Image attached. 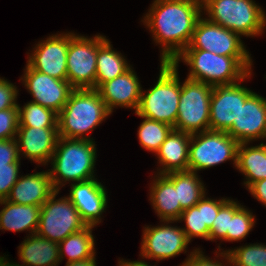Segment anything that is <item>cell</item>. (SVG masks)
<instances>
[{
	"instance_id": "cell-5",
	"label": "cell",
	"mask_w": 266,
	"mask_h": 266,
	"mask_svg": "<svg viewBox=\"0 0 266 266\" xmlns=\"http://www.w3.org/2000/svg\"><path fill=\"white\" fill-rule=\"evenodd\" d=\"M178 66L160 62V72L154 87L146 93L142 89L135 114L160 121L174 127L178 116L181 82Z\"/></svg>"
},
{
	"instance_id": "cell-24",
	"label": "cell",
	"mask_w": 266,
	"mask_h": 266,
	"mask_svg": "<svg viewBox=\"0 0 266 266\" xmlns=\"http://www.w3.org/2000/svg\"><path fill=\"white\" fill-rule=\"evenodd\" d=\"M0 230L13 232L30 231L35 234L39 225L41 207L34 205L15 204L6 199L0 200Z\"/></svg>"
},
{
	"instance_id": "cell-33",
	"label": "cell",
	"mask_w": 266,
	"mask_h": 266,
	"mask_svg": "<svg viewBox=\"0 0 266 266\" xmlns=\"http://www.w3.org/2000/svg\"><path fill=\"white\" fill-rule=\"evenodd\" d=\"M253 213L242 206L232 218H230L229 230H227V242L240 241L246 238L252 231L256 221Z\"/></svg>"
},
{
	"instance_id": "cell-28",
	"label": "cell",
	"mask_w": 266,
	"mask_h": 266,
	"mask_svg": "<svg viewBox=\"0 0 266 266\" xmlns=\"http://www.w3.org/2000/svg\"><path fill=\"white\" fill-rule=\"evenodd\" d=\"M94 226H87L83 230L68 235L58 243L60 261L67 255V263L92 259L96 256L95 240L92 235Z\"/></svg>"
},
{
	"instance_id": "cell-38",
	"label": "cell",
	"mask_w": 266,
	"mask_h": 266,
	"mask_svg": "<svg viewBox=\"0 0 266 266\" xmlns=\"http://www.w3.org/2000/svg\"><path fill=\"white\" fill-rule=\"evenodd\" d=\"M19 89L7 79L0 77V111L17 107Z\"/></svg>"
},
{
	"instance_id": "cell-14",
	"label": "cell",
	"mask_w": 266,
	"mask_h": 266,
	"mask_svg": "<svg viewBox=\"0 0 266 266\" xmlns=\"http://www.w3.org/2000/svg\"><path fill=\"white\" fill-rule=\"evenodd\" d=\"M70 43V32L52 34L40 40L31 53L27 63L41 73L58 80H67V52Z\"/></svg>"
},
{
	"instance_id": "cell-40",
	"label": "cell",
	"mask_w": 266,
	"mask_h": 266,
	"mask_svg": "<svg viewBox=\"0 0 266 266\" xmlns=\"http://www.w3.org/2000/svg\"><path fill=\"white\" fill-rule=\"evenodd\" d=\"M20 160L16 139L0 140V166L20 162Z\"/></svg>"
},
{
	"instance_id": "cell-42",
	"label": "cell",
	"mask_w": 266,
	"mask_h": 266,
	"mask_svg": "<svg viewBox=\"0 0 266 266\" xmlns=\"http://www.w3.org/2000/svg\"><path fill=\"white\" fill-rule=\"evenodd\" d=\"M118 263H119V265H117V266H152V265H149L147 262H145V260L144 261H142V260H135V261H126V260H124V259H120L119 261H118ZM153 266H156V265H153Z\"/></svg>"
},
{
	"instance_id": "cell-8",
	"label": "cell",
	"mask_w": 266,
	"mask_h": 266,
	"mask_svg": "<svg viewBox=\"0 0 266 266\" xmlns=\"http://www.w3.org/2000/svg\"><path fill=\"white\" fill-rule=\"evenodd\" d=\"M213 87L186 78L181 95L175 130L194 134L210 130V99Z\"/></svg>"
},
{
	"instance_id": "cell-18",
	"label": "cell",
	"mask_w": 266,
	"mask_h": 266,
	"mask_svg": "<svg viewBox=\"0 0 266 266\" xmlns=\"http://www.w3.org/2000/svg\"><path fill=\"white\" fill-rule=\"evenodd\" d=\"M58 138V128L18 127L15 139L20 159L23 155L38 166H48Z\"/></svg>"
},
{
	"instance_id": "cell-1",
	"label": "cell",
	"mask_w": 266,
	"mask_h": 266,
	"mask_svg": "<svg viewBox=\"0 0 266 266\" xmlns=\"http://www.w3.org/2000/svg\"><path fill=\"white\" fill-rule=\"evenodd\" d=\"M202 13V0L153 1L141 21L161 46L160 62L172 63L189 45Z\"/></svg>"
},
{
	"instance_id": "cell-32",
	"label": "cell",
	"mask_w": 266,
	"mask_h": 266,
	"mask_svg": "<svg viewBox=\"0 0 266 266\" xmlns=\"http://www.w3.org/2000/svg\"><path fill=\"white\" fill-rule=\"evenodd\" d=\"M177 221L186 223L182 230L185 232L189 242L195 237L209 241L210 229L207 226H203L202 199L195 206L183 210Z\"/></svg>"
},
{
	"instance_id": "cell-11",
	"label": "cell",
	"mask_w": 266,
	"mask_h": 266,
	"mask_svg": "<svg viewBox=\"0 0 266 266\" xmlns=\"http://www.w3.org/2000/svg\"><path fill=\"white\" fill-rule=\"evenodd\" d=\"M185 49H199L230 57H251L241 36L201 16Z\"/></svg>"
},
{
	"instance_id": "cell-7",
	"label": "cell",
	"mask_w": 266,
	"mask_h": 266,
	"mask_svg": "<svg viewBox=\"0 0 266 266\" xmlns=\"http://www.w3.org/2000/svg\"><path fill=\"white\" fill-rule=\"evenodd\" d=\"M239 143L224 131L207 130L191 134L188 170L198 172L232 160L236 168Z\"/></svg>"
},
{
	"instance_id": "cell-43",
	"label": "cell",
	"mask_w": 266,
	"mask_h": 266,
	"mask_svg": "<svg viewBox=\"0 0 266 266\" xmlns=\"http://www.w3.org/2000/svg\"><path fill=\"white\" fill-rule=\"evenodd\" d=\"M66 266H97L96 258L66 263Z\"/></svg>"
},
{
	"instance_id": "cell-23",
	"label": "cell",
	"mask_w": 266,
	"mask_h": 266,
	"mask_svg": "<svg viewBox=\"0 0 266 266\" xmlns=\"http://www.w3.org/2000/svg\"><path fill=\"white\" fill-rule=\"evenodd\" d=\"M153 179L149 190L153 209L160 221H177L183 211L178 201L177 188L164 174H156Z\"/></svg>"
},
{
	"instance_id": "cell-3",
	"label": "cell",
	"mask_w": 266,
	"mask_h": 266,
	"mask_svg": "<svg viewBox=\"0 0 266 266\" xmlns=\"http://www.w3.org/2000/svg\"><path fill=\"white\" fill-rule=\"evenodd\" d=\"M97 151L95 141L59 137L51 158L50 178L55 190L68 182H84L95 178Z\"/></svg>"
},
{
	"instance_id": "cell-31",
	"label": "cell",
	"mask_w": 266,
	"mask_h": 266,
	"mask_svg": "<svg viewBox=\"0 0 266 266\" xmlns=\"http://www.w3.org/2000/svg\"><path fill=\"white\" fill-rule=\"evenodd\" d=\"M227 251L230 266H266V245L248 244Z\"/></svg>"
},
{
	"instance_id": "cell-22",
	"label": "cell",
	"mask_w": 266,
	"mask_h": 266,
	"mask_svg": "<svg viewBox=\"0 0 266 266\" xmlns=\"http://www.w3.org/2000/svg\"><path fill=\"white\" fill-rule=\"evenodd\" d=\"M191 134L173 129L155 153L162 168L157 174L188 170Z\"/></svg>"
},
{
	"instance_id": "cell-39",
	"label": "cell",
	"mask_w": 266,
	"mask_h": 266,
	"mask_svg": "<svg viewBox=\"0 0 266 266\" xmlns=\"http://www.w3.org/2000/svg\"><path fill=\"white\" fill-rule=\"evenodd\" d=\"M205 194L202 198V217L203 226H207L209 229L212 227L219 209L229 200V198L211 199Z\"/></svg>"
},
{
	"instance_id": "cell-16",
	"label": "cell",
	"mask_w": 266,
	"mask_h": 266,
	"mask_svg": "<svg viewBox=\"0 0 266 266\" xmlns=\"http://www.w3.org/2000/svg\"><path fill=\"white\" fill-rule=\"evenodd\" d=\"M227 133L238 143L266 140V98L253 92L241 105L237 121Z\"/></svg>"
},
{
	"instance_id": "cell-2",
	"label": "cell",
	"mask_w": 266,
	"mask_h": 266,
	"mask_svg": "<svg viewBox=\"0 0 266 266\" xmlns=\"http://www.w3.org/2000/svg\"><path fill=\"white\" fill-rule=\"evenodd\" d=\"M190 67L187 78L212 87L242 81L252 70V57H230L199 49H184L174 60Z\"/></svg>"
},
{
	"instance_id": "cell-12",
	"label": "cell",
	"mask_w": 266,
	"mask_h": 266,
	"mask_svg": "<svg viewBox=\"0 0 266 266\" xmlns=\"http://www.w3.org/2000/svg\"><path fill=\"white\" fill-rule=\"evenodd\" d=\"M158 226H144L140 257L143 259H157L161 261L187 252L189 241L185 232L179 226H171L170 223L178 221L164 220Z\"/></svg>"
},
{
	"instance_id": "cell-25",
	"label": "cell",
	"mask_w": 266,
	"mask_h": 266,
	"mask_svg": "<svg viewBox=\"0 0 266 266\" xmlns=\"http://www.w3.org/2000/svg\"><path fill=\"white\" fill-rule=\"evenodd\" d=\"M130 67L125 56L113 49L109 39L98 34L95 89L125 73Z\"/></svg>"
},
{
	"instance_id": "cell-29",
	"label": "cell",
	"mask_w": 266,
	"mask_h": 266,
	"mask_svg": "<svg viewBox=\"0 0 266 266\" xmlns=\"http://www.w3.org/2000/svg\"><path fill=\"white\" fill-rule=\"evenodd\" d=\"M19 127L58 128V113L35 102L17 104Z\"/></svg>"
},
{
	"instance_id": "cell-17",
	"label": "cell",
	"mask_w": 266,
	"mask_h": 266,
	"mask_svg": "<svg viewBox=\"0 0 266 266\" xmlns=\"http://www.w3.org/2000/svg\"><path fill=\"white\" fill-rule=\"evenodd\" d=\"M67 196L78 210L87 226L99 225L107 207V189L97 178L72 183Z\"/></svg>"
},
{
	"instance_id": "cell-20",
	"label": "cell",
	"mask_w": 266,
	"mask_h": 266,
	"mask_svg": "<svg viewBox=\"0 0 266 266\" xmlns=\"http://www.w3.org/2000/svg\"><path fill=\"white\" fill-rule=\"evenodd\" d=\"M26 237L18 246L19 260L22 264L7 261L4 255L0 256V266H58L60 264L57 242L48 240L37 233Z\"/></svg>"
},
{
	"instance_id": "cell-36",
	"label": "cell",
	"mask_w": 266,
	"mask_h": 266,
	"mask_svg": "<svg viewBox=\"0 0 266 266\" xmlns=\"http://www.w3.org/2000/svg\"><path fill=\"white\" fill-rule=\"evenodd\" d=\"M18 127V108H8L0 111V140L16 138Z\"/></svg>"
},
{
	"instance_id": "cell-37",
	"label": "cell",
	"mask_w": 266,
	"mask_h": 266,
	"mask_svg": "<svg viewBox=\"0 0 266 266\" xmlns=\"http://www.w3.org/2000/svg\"><path fill=\"white\" fill-rule=\"evenodd\" d=\"M21 162L0 166V200H4L10 194L11 188L19 179Z\"/></svg>"
},
{
	"instance_id": "cell-34",
	"label": "cell",
	"mask_w": 266,
	"mask_h": 266,
	"mask_svg": "<svg viewBox=\"0 0 266 266\" xmlns=\"http://www.w3.org/2000/svg\"><path fill=\"white\" fill-rule=\"evenodd\" d=\"M240 203L233 199H229L218 211V214L213 221L212 227L210 228V241H221L227 242V230H229L230 218L242 207Z\"/></svg>"
},
{
	"instance_id": "cell-26",
	"label": "cell",
	"mask_w": 266,
	"mask_h": 266,
	"mask_svg": "<svg viewBox=\"0 0 266 266\" xmlns=\"http://www.w3.org/2000/svg\"><path fill=\"white\" fill-rule=\"evenodd\" d=\"M239 143L236 169L244 174L246 189L254 182L266 178V144L257 146Z\"/></svg>"
},
{
	"instance_id": "cell-4",
	"label": "cell",
	"mask_w": 266,
	"mask_h": 266,
	"mask_svg": "<svg viewBox=\"0 0 266 266\" xmlns=\"http://www.w3.org/2000/svg\"><path fill=\"white\" fill-rule=\"evenodd\" d=\"M111 115L96 89H74L58 113L59 137L91 139L93 131Z\"/></svg>"
},
{
	"instance_id": "cell-9",
	"label": "cell",
	"mask_w": 266,
	"mask_h": 266,
	"mask_svg": "<svg viewBox=\"0 0 266 266\" xmlns=\"http://www.w3.org/2000/svg\"><path fill=\"white\" fill-rule=\"evenodd\" d=\"M55 191L41 206L37 234L48 240L60 243L68 235L77 233L87 227L78 210L66 197L56 199Z\"/></svg>"
},
{
	"instance_id": "cell-27",
	"label": "cell",
	"mask_w": 266,
	"mask_h": 266,
	"mask_svg": "<svg viewBox=\"0 0 266 266\" xmlns=\"http://www.w3.org/2000/svg\"><path fill=\"white\" fill-rule=\"evenodd\" d=\"M177 188L178 201L183 210L195 206L207 193L198 174L193 171H174L164 174Z\"/></svg>"
},
{
	"instance_id": "cell-6",
	"label": "cell",
	"mask_w": 266,
	"mask_h": 266,
	"mask_svg": "<svg viewBox=\"0 0 266 266\" xmlns=\"http://www.w3.org/2000/svg\"><path fill=\"white\" fill-rule=\"evenodd\" d=\"M207 19L240 36L255 37L266 29V13L254 0H202Z\"/></svg>"
},
{
	"instance_id": "cell-21",
	"label": "cell",
	"mask_w": 266,
	"mask_h": 266,
	"mask_svg": "<svg viewBox=\"0 0 266 266\" xmlns=\"http://www.w3.org/2000/svg\"><path fill=\"white\" fill-rule=\"evenodd\" d=\"M20 176L6 198L9 202L41 207L56 191L49 170Z\"/></svg>"
},
{
	"instance_id": "cell-13",
	"label": "cell",
	"mask_w": 266,
	"mask_h": 266,
	"mask_svg": "<svg viewBox=\"0 0 266 266\" xmlns=\"http://www.w3.org/2000/svg\"><path fill=\"white\" fill-rule=\"evenodd\" d=\"M251 72L240 82L214 86L210 99V130L227 132L237 121L241 105L253 93L241 84L251 77Z\"/></svg>"
},
{
	"instance_id": "cell-30",
	"label": "cell",
	"mask_w": 266,
	"mask_h": 266,
	"mask_svg": "<svg viewBox=\"0 0 266 266\" xmlns=\"http://www.w3.org/2000/svg\"><path fill=\"white\" fill-rule=\"evenodd\" d=\"M140 118H143V122L138 127L139 143L145 150L156 153L174 128L160 121L146 117Z\"/></svg>"
},
{
	"instance_id": "cell-19",
	"label": "cell",
	"mask_w": 266,
	"mask_h": 266,
	"mask_svg": "<svg viewBox=\"0 0 266 266\" xmlns=\"http://www.w3.org/2000/svg\"><path fill=\"white\" fill-rule=\"evenodd\" d=\"M112 114L114 108H130L135 112L138 108L142 87L138 76L131 66L125 73L102 83L96 89Z\"/></svg>"
},
{
	"instance_id": "cell-35",
	"label": "cell",
	"mask_w": 266,
	"mask_h": 266,
	"mask_svg": "<svg viewBox=\"0 0 266 266\" xmlns=\"http://www.w3.org/2000/svg\"><path fill=\"white\" fill-rule=\"evenodd\" d=\"M221 244L218 246V250H216V258H224L226 261V265L220 260L210 259V257L205 256L203 251L200 248L193 249L192 252L188 255L186 260L182 262L179 266H229L230 260L227 251H223L224 249H220ZM222 250V251H221ZM218 253V254H217ZM220 256V257H219Z\"/></svg>"
},
{
	"instance_id": "cell-10",
	"label": "cell",
	"mask_w": 266,
	"mask_h": 266,
	"mask_svg": "<svg viewBox=\"0 0 266 266\" xmlns=\"http://www.w3.org/2000/svg\"><path fill=\"white\" fill-rule=\"evenodd\" d=\"M97 34L92 37L70 32L67 81L74 89H95Z\"/></svg>"
},
{
	"instance_id": "cell-15",
	"label": "cell",
	"mask_w": 266,
	"mask_h": 266,
	"mask_svg": "<svg viewBox=\"0 0 266 266\" xmlns=\"http://www.w3.org/2000/svg\"><path fill=\"white\" fill-rule=\"evenodd\" d=\"M22 80L27 91L33 96L32 102L59 113L69 99L74 88L67 80H58L34 70L28 63Z\"/></svg>"
},
{
	"instance_id": "cell-41",
	"label": "cell",
	"mask_w": 266,
	"mask_h": 266,
	"mask_svg": "<svg viewBox=\"0 0 266 266\" xmlns=\"http://www.w3.org/2000/svg\"><path fill=\"white\" fill-rule=\"evenodd\" d=\"M247 190L257 201L266 206V178L252 183Z\"/></svg>"
}]
</instances>
